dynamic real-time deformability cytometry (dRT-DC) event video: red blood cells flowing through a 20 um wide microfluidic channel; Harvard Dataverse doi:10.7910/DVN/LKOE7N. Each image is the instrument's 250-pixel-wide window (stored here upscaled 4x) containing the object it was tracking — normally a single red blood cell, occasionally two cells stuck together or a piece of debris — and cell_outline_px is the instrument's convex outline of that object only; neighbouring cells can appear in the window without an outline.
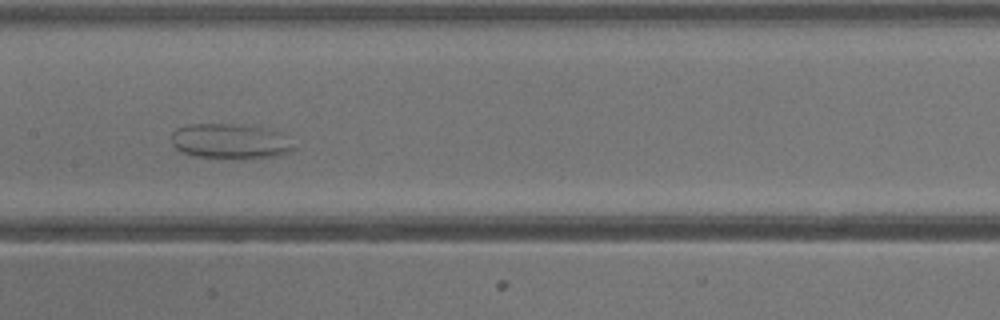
{"species": "common noctule bat (a hibernating species)", "species_latin": "Nyctalus noctula", "temperature_condition": "warm", "stored_images_in_passage": 33, "camera_frame_rate_fps": 3000, "um_per_image_px": 0.085, "animal": {"sex": "male", "body_mass_g": 13.3}, "frame": {"image": 1, "passage_image": 13, "time_ms": 4.0, "image_size_px": [1000, 320], "cell_outline_px": [[296, 148], [292, 152], [276, 156], [196, 156], [180, 152], [172, 144], [172, 132], [176, 128], [188, 124], [244, 124], [264, 128], [280, 132]], "centroid_in_image_um": [19.54, 11.96], "position_along_channel_um": 187.9, "area_um2": 24.39}}
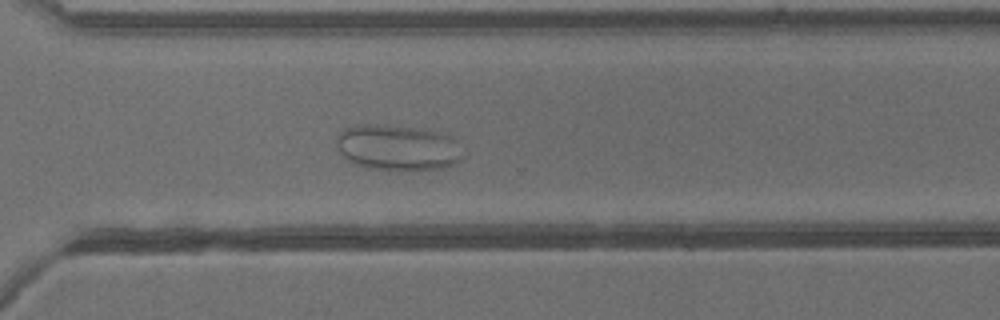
{"frame": {"image": 2, "passage_image": 22, "time_ms": 7.0, "image_size_px": [1000, 320], "cell_outline_px": [[460, 160], [452, 164], [440, 168], [368, 168], [356, 164], [348, 160], [340, 152], [336, 144], [336, 136], [344, 128], [356, 124], [376, 124], [420, 128], [440, 132], [452, 136], [460, 156]], "centroid_in_image_um": [33.71, 12.49], "position_along_channel_um": 336.9, "area_um2": 32.83}}
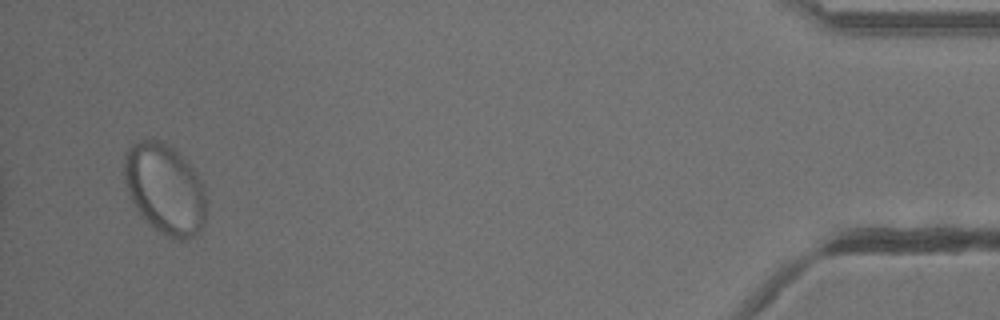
{"frame": {"image": 3, "passage_image": 32, "time_ms": 10.333, "image_size_px": [1000, 320], "cell_outline_px": [[204, 224], [188, 240], [176, 240], [164, 236], [144, 220], [136, 208], [128, 192], [124, 180], [124, 156], [128, 148], [132, 144], [144, 136], [160, 140], [172, 148], [200, 176], [204, 184]], "centroid_in_image_um": [13.98, 16.04], "position_along_channel_um": 421.2, "area_um2": 43.35}}